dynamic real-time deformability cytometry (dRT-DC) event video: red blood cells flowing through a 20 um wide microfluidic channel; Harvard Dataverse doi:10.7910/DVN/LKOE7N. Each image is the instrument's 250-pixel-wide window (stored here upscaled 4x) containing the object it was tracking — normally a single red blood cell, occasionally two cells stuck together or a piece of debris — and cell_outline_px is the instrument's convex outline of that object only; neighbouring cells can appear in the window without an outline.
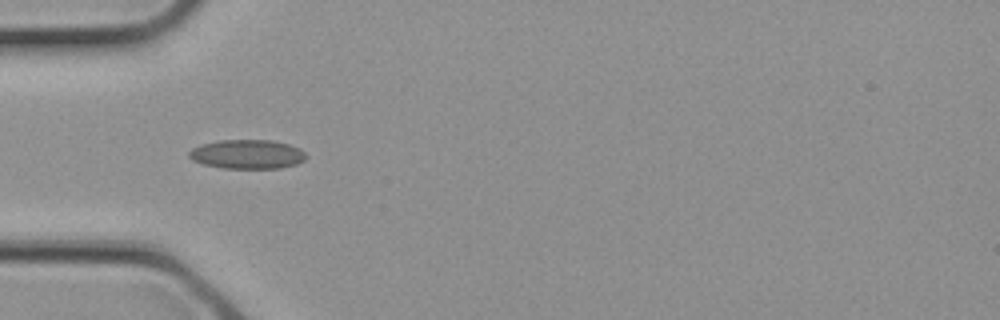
{"species": "common noctule bat (a hibernating species)", "species_latin": "Nyctalus noctula", "temperature_condition": "cold", "stored_images_in_passage": 2, "camera_frame_rate_fps": 3000, "um_per_image_px": 0.085, "animal": {"sex": "female", "body_mass_g": 21.9}, "frame": {"image": 1, "passage_image": 2, "time_ms": 0.333, "image_size_px": [1000, 320], "cell_outline_px": [[308, 156], [304, 160], [296, 164], [280, 168], [224, 168], [204, 164], [192, 160], [188, 156], [188, 152], [192, 148], [200, 144], [220, 140], [272, 140], [288, 144], [300, 148]], "centroid_in_image_um": [21.01, 13.1], "position_along_channel_um": 64.0, "area_um2": 19.94}}